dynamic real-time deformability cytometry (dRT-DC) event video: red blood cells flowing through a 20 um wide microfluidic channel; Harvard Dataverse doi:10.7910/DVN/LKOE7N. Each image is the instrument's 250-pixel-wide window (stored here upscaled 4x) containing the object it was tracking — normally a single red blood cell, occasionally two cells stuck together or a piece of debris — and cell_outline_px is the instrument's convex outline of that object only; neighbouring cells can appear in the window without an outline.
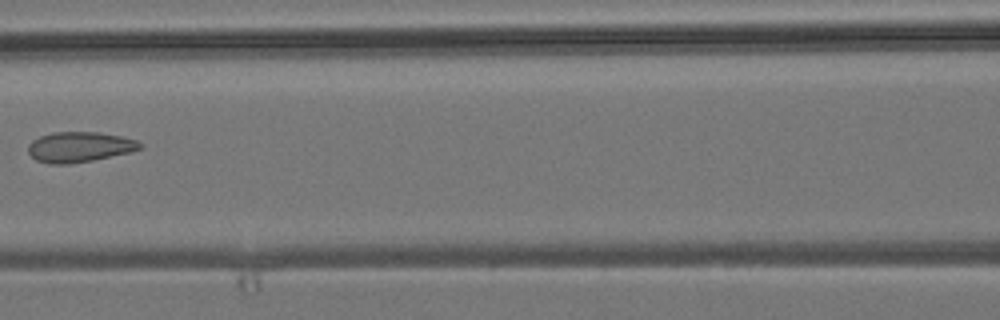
{"species": "common noctule bat (a hibernating species)", "species_latin": "Nyctalus noctula", "temperature_condition": "room temperature", "stored_images_in_passage": 5, "camera_frame_rate_fps": 3000, "um_per_image_px": 0.085, "animal": {"sex": "male", "body_mass_g": 19.2, "forearm_length_mm": 51.8}, "frame": {"image": 1, "passage_image": 5, "time_ms": 4.667, "image_size_px": [1000, 320], "cell_outline_px": [[144, 144], [140, 148], [132, 152], [92, 160], [68, 164], [48, 164], [36, 160], [28, 152], [28, 144], [32, 140], [40, 136], [52, 132], [96, 132], [120, 136], [136, 140]], "centroid_in_image_um": [6.74, 12.49], "position_along_channel_um": 159.9, "area_um2": 19.77}}